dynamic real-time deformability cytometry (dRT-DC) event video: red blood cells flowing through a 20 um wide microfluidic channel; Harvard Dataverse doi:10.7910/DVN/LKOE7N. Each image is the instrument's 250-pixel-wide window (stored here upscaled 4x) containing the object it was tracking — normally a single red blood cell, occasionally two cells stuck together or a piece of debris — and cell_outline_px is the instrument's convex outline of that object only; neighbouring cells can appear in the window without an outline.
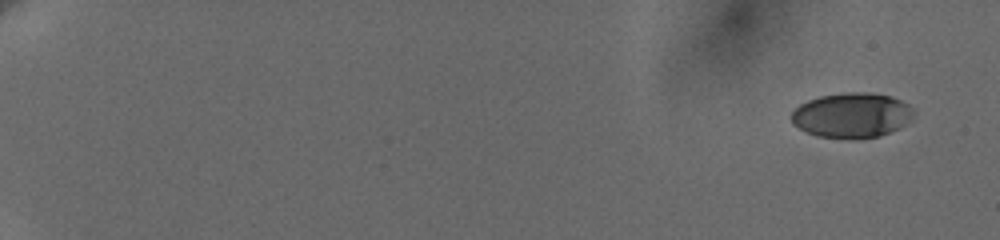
{"species": "human", "species_latin": "Homo sapiens", "temperature_condition": "cold", "stored_images_in_passage": 26, "camera_frame_rate_fps": 3000, "um_per_image_px": 0.085, "donor": {"sex": "female"}, "frame": {"image": 1, "passage_image": 1, "time_ms": 0.0, "image_size_px": [1000, 240], "cell_outline_px": [[912, 116], [908, 124], [900, 128], [880, 136], [856, 140], [848, 140], [816, 136], [804, 132], [792, 124], [792, 112], [800, 104], [808, 100], [820, 96], [844, 92], [868, 92], [892, 96], [908, 104], [912, 108]], "centroid_in_image_um": [72.39, 9.82], "position_along_channel_um": 12.6, "area_um2": 32.66}}
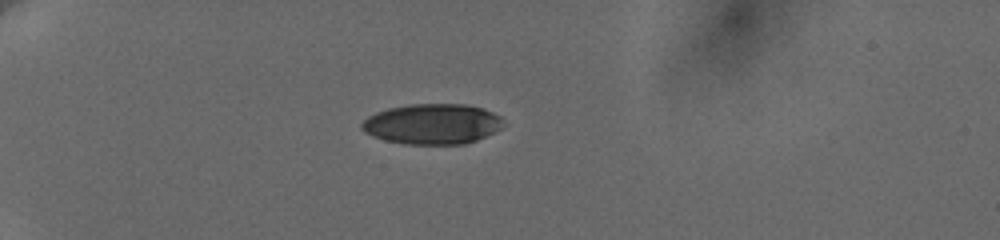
{"frame": {"image": 2, "passage_image": 18, "time_ms": 5.333, "image_size_px": [1000, 240], "cell_outline_px": [[504, 120], [500, 128], [476, 140], [464, 144], [404, 144], [384, 140], [372, 136], [364, 132], [360, 128], [360, 124], [368, 116], [376, 112], [388, 108], [412, 104], [464, 104], [484, 108], [500, 116]], "centroid_in_image_um": [36.71, 10.53], "position_along_channel_um": 48.3, "area_um2": 33.35}}